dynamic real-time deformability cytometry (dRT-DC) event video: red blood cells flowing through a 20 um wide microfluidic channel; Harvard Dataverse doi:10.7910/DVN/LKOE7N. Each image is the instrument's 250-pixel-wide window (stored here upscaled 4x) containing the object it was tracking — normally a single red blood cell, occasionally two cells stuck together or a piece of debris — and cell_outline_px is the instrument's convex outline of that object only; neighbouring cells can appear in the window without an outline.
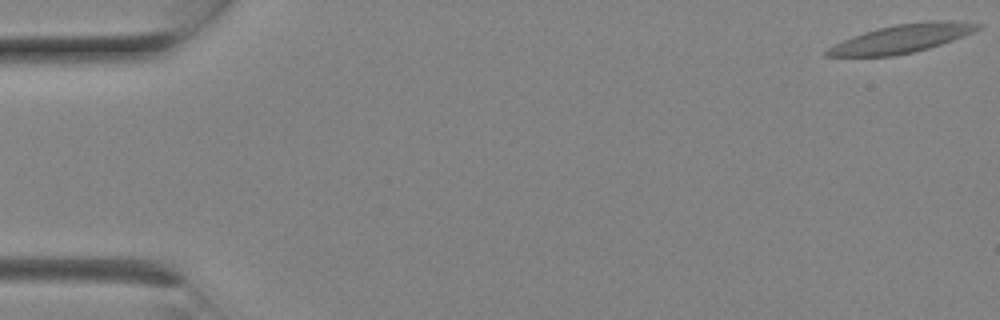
{"species": "Egyptian fruit bat (a non-hibernating species)", "species_latin": "Rousettus aegyptiacus", "temperature_condition": "room temperature", "stored_images_in_passage": 10, "camera_frame_rate_fps": 3000, "um_per_image_px": 0.085, "animal": {"sex": "female"}, "frame": {"image": 1, "passage_image": 1, "time_ms": 0.0, "image_size_px": [1000, 320], "cell_outline_px": [[984, 24], [980, 28], [964, 36], [928, 48], [912, 52], [892, 56], [824, 56], [824, 52], [828, 48], [852, 36], [864, 32], [896, 24], [940, 20], [948, 20]], "centroid_in_image_um": [76.67, 3.28], "position_along_channel_um": 8.3, "area_um2": 24.45}}
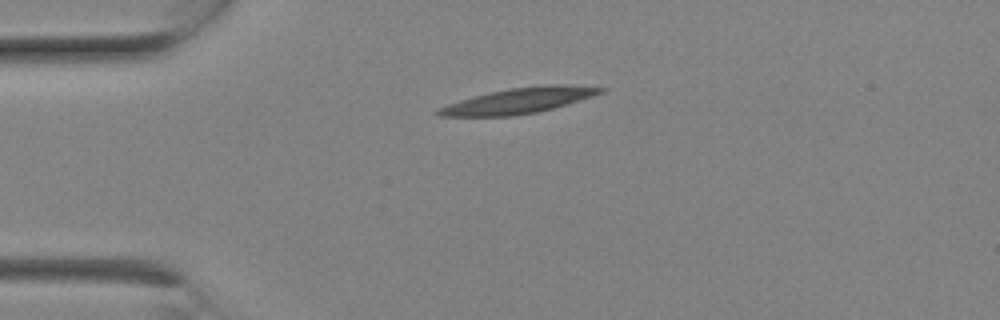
{"frame": {"image": 2, "passage_image": 6, "time_ms": 1.667, "image_size_px": [1000, 320], "cell_outline_px": [[608, 88], [604, 92], [592, 96], [552, 108], [536, 112], [512, 116], [440, 116], [432, 112], [436, 108], [472, 96], [488, 92], [508, 88], [548, 84], [560, 84]], "centroid_in_image_um": [44.04, 8.55], "position_along_channel_um": 41.0, "area_um2": 24.1}}
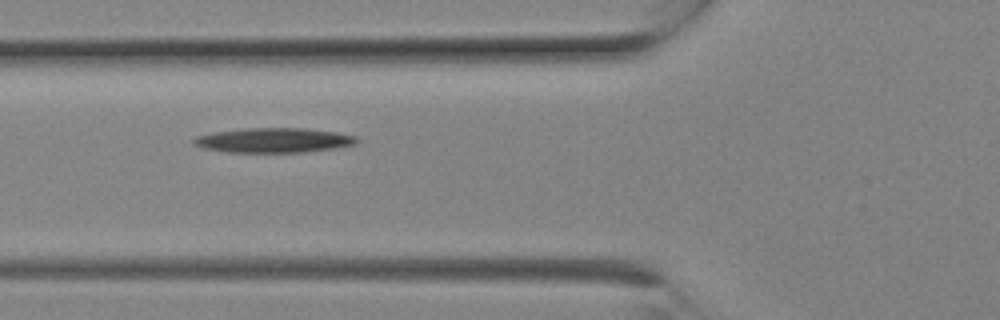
{"frame": {"image": 3, "passage_image": 9, "time_ms": 2.667, "image_size_px": [1000, 320], "cell_outline_px": [[360, 140], [356, 144], [336, 148], [304, 152], [228, 152], [204, 148], [192, 144], [192, 140], [196, 136], [216, 132], [248, 128], [300, 128], [336, 132], [356, 136]], "centroid_in_image_um": [23.29, 11.93], "position_along_channel_um": 102.5, "area_um2": 23.35}}